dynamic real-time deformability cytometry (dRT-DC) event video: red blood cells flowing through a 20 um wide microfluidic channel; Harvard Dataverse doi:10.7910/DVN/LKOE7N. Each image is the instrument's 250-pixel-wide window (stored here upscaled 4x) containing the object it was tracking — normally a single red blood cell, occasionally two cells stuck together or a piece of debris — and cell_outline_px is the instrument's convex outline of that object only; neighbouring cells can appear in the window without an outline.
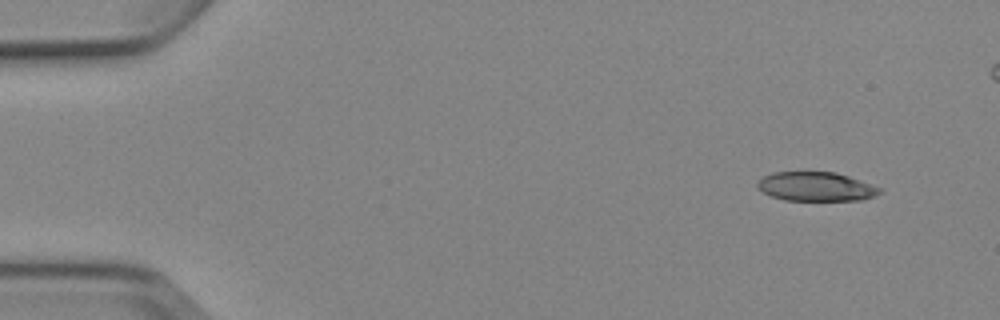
{"species": "Egyptian fruit bat (a non-hibernating species)", "species_latin": "Rousettus aegyptiacus", "temperature_condition": "cold", "stored_images_in_passage": 5, "camera_frame_rate_fps": 3000, "um_per_image_px": 0.085, "animal": {"sex": "female"}, "frame": {"image": 1, "passage_image": 1, "time_ms": 0.0, "image_size_px": [1000, 320], "cell_outline_px": [[884, 192], [876, 196], [860, 200], [784, 200], [772, 196], [756, 188], [756, 184], [764, 176], [772, 172], [836, 172], [848, 176], [880, 188]], "centroid_in_image_um": [69.36, 15.86], "position_along_channel_um": 15.6, "area_um2": 20.63}}